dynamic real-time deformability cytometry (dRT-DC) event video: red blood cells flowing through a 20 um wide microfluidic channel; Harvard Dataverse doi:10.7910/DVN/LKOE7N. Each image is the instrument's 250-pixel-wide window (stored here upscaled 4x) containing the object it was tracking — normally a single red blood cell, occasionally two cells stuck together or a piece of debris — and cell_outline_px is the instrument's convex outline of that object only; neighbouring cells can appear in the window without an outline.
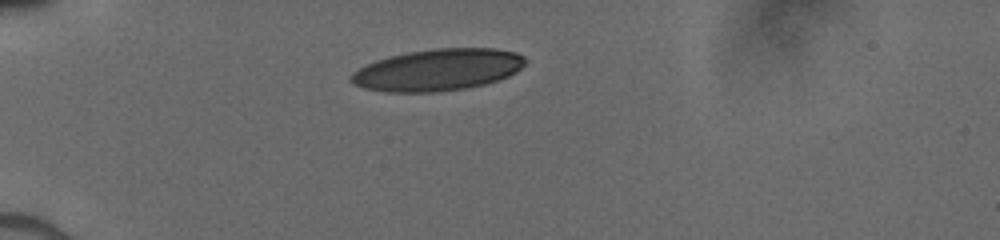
{"species": "human", "species_latin": "Homo sapiens", "temperature_condition": "cold", "stored_images_in_passage": 2, "camera_frame_rate_fps": 3000, "um_per_image_px": 0.085, "donor": {"sex": "male"}, "frame": {"image": 1, "passage_image": 1, "time_ms": 0.0, "image_size_px": [1000, 240], "cell_outline_px": [[524, 64], [516, 72], [508, 76], [484, 84], [464, 88], [436, 92], [388, 92], [364, 88], [352, 84], [348, 80], [352, 72], [376, 60], [408, 52], [436, 48], [492, 48], [516, 52], [524, 56]], "centroid_in_image_um": [37.18, 5.94], "position_along_channel_um": 47.8, "area_um2": 42.14}}